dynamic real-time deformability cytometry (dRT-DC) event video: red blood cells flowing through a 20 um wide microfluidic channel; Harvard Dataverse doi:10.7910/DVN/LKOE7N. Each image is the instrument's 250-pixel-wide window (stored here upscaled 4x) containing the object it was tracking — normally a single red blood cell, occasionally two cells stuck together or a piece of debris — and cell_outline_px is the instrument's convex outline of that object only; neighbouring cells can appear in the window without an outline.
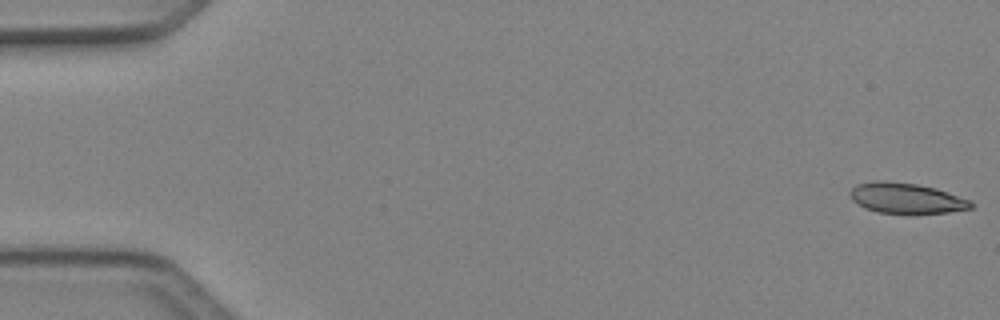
{"species": "Egyptian fruit bat (a non-hibernating species)", "species_latin": "Rousettus aegyptiacus", "temperature_condition": "cold", "stored_images_in_passage": 4, "camera_frame_rate_fps": 3000, "um_per_image_px": 0.085, "animal": {"sex": "female"}, "frame": {"image": 1, "passage_image": 1, "time_ms": 0.0, "image_size_px": [1000, 320], "cell_outline_px": [[972, 208], [948, 212], [912, 216], [908, 216], [876, 212], [864, 208], [852, 200], [848, 192], [856, 184], [876, 180], [884, 180], [916, 184], [936, 188], [972, 200]], "centroid_in_image_um": [77.02, 16.88], "position_along_channel_um": 8.0, "area_um2": 22.37}}